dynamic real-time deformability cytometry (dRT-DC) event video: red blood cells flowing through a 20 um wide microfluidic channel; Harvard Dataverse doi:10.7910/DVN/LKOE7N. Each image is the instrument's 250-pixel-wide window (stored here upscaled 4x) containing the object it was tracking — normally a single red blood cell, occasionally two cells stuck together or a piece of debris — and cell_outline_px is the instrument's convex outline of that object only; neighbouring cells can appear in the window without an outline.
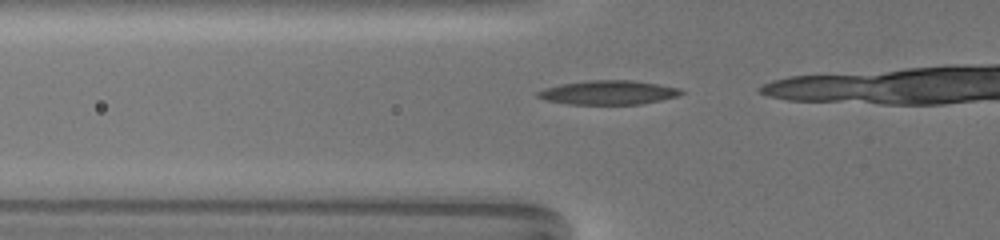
{"species": "common noctule bat (a hibernating species)", "species_latin": "Nyctalus noctula", "temperature_condition": "warm", "stored_images_in_passage": 9, "camera_frame_rate_fps": 3000, "um_per_image_px": 0.085, "animal": {"sex": "female", "body_mass_g": 19.5, "forearm_length_mm": 54.1}, "frame": {"image": 1, "passage_image": 3, "time_ms": 0.667, "image_size_px": [1000, 240], "cell_outline_px": [[684, 92], [676, 96], [660, 100], [640, 104], [568, 104], [544, 100], [536, 96], [536, 92], [544, 88], [560, 84], [588, 80], [632, 80], [680, 88]], "centroid_in_image_um": [51.65, 7.86], "position_along_channel_um": 74.2, "area_um2": 20.06}}
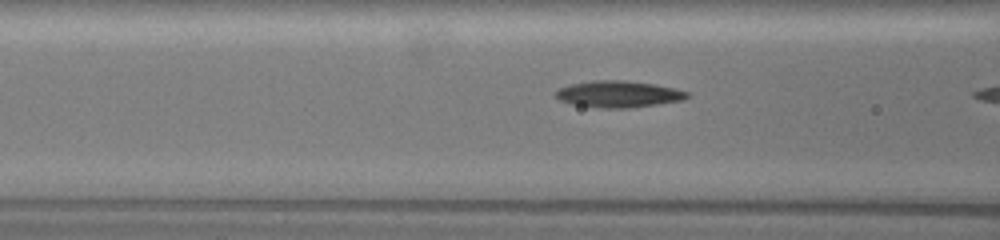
{"frame": {"image": 2, "passage_image": 7, "time_ms": 2.0, "image_size_px": [1000, 240], "cell_outline_px": [[692, 96], [684, 100], [628, 108], [600, 108], [572, 104], [560, 100], [556, 96], [556, 92], [560, 88], [572, 84], [592, 80], [624, 80], [656, 84], [676, 88], [688, 92]], "centroid_in_image_um": [52.63, 7.99], "position_along_channel_um": 114.0, "area_um2": 20.4}}